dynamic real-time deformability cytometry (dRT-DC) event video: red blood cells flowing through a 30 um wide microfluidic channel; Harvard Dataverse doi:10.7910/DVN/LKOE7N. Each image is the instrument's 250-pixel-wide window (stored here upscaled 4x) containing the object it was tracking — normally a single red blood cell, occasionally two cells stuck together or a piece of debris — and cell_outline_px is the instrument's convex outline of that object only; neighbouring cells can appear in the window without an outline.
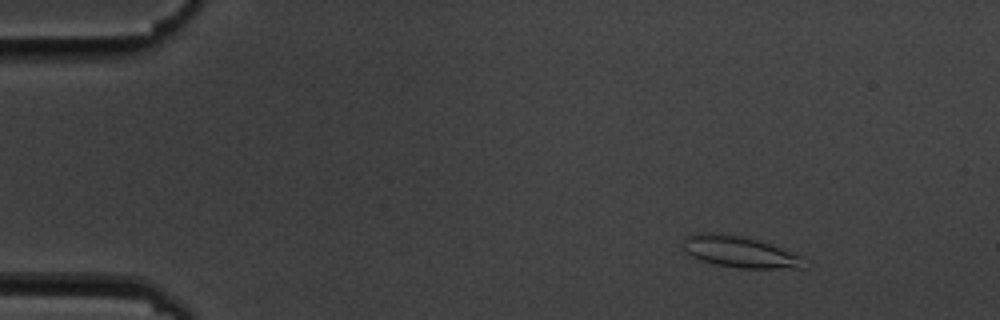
{"species": "common noctule bat (a hibernating species)", "species_latin": "Nyctalus noctula", "temperature_condition": "cold", "stored_images_in_passage": 4, "camera_frame_rate_fps": 3000, "um_per_image_px": 0.085, "animal": {"sex": "male", "body_mass_g": 19.5, "forearm_length_mm": 54.6}, "frame": {"image": 1, "passage_image": 2, "time_ms": 1.0, "image_size_px": [1000, 320], "cell_outline_px": [[812, 264], [808, 268], [736, 268], [716, 264], [700, 260], [684, 252], [680, 244], [684, 236], [696, 232], [712, 232], [748, 236], [800, 256]], "centroid_in_image_um": [62.84, 21.4], "position_along_channel_um": 22.2, "area_um2": 22.72}}